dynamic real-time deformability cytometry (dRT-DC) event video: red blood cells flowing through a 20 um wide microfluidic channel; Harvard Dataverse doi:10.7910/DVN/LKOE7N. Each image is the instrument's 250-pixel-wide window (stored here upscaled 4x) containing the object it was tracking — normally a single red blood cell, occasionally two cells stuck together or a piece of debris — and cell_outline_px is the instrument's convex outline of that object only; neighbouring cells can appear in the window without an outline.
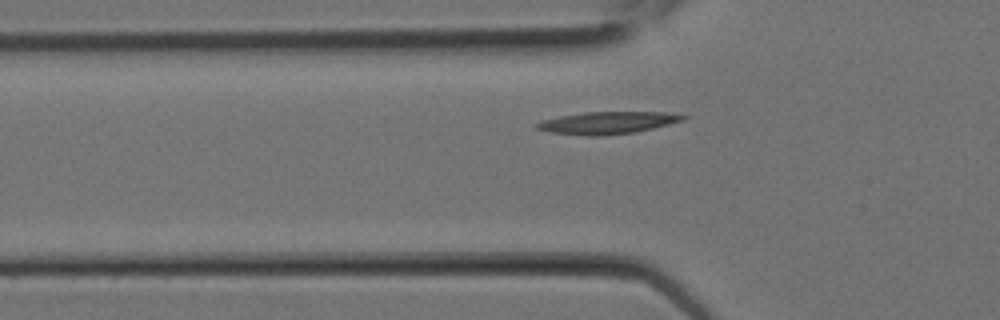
{"species": "Egyptian fruit bat (a non-hibernating species)", "species_latin": "Rousettus aegyptiacus", "temperature_condition": "room temperature", "stored_images_in_passage": 3, "camera_frame_rate_fps": 3000, "um_per_image_px": 0.085, "animal": {"sex": "female"}, "frame": {"image": 1, "passage_image": 3, "time_ms": 0.667, "image_size_px": [1000, 320], "cell_outline_px": [[688, 116], [684, 120], [636, 132], [600, 136], [588, 136], [548, 132], [536, 128], [532, 124], [544, 120], [560, 116], [584, 112], [664, 112]], "centroid_in_image_um": [51.59, 10.44], "position_along_channel_um": 74.2, "area_um2": 18.9}}